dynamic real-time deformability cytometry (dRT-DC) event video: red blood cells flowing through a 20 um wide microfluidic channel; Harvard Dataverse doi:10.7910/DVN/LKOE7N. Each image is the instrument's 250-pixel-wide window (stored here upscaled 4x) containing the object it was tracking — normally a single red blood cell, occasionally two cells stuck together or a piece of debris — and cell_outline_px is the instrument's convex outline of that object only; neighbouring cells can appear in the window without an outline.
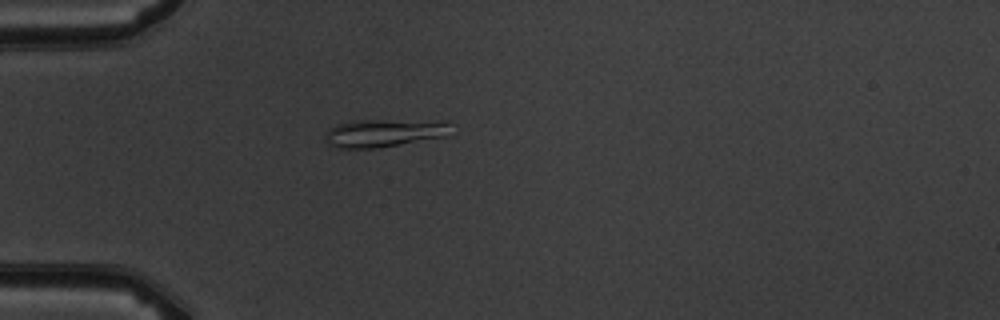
{"species": "common noctule bat (a hibernating species)", "species_latin": "Nyctalus noctula", "temperature_condition": "warm", "stored_images_in_passage": 5, "camera_frame_rate_fps": 3000, "um_per_image_px": 0.085, "animal": {"sex": "male", "body_mass_g": 19.5, "forearm_length_mm": 54.6}, "frame": {"image": 1, "passage_image": 4, "time_ms": 4.333, "image_size_px": [1000, 320], "cell_outline_px": [[448, 136], [376, 148], [340, 148], [328, 144], [324, 140], [324, 136], [328, 128], [336, 124], [352, 120], [448, 120]], "centroid_in_image_um": [32.61, 11.28], "position_along_channel_um": 52.4, "area_um2": 20.69}}